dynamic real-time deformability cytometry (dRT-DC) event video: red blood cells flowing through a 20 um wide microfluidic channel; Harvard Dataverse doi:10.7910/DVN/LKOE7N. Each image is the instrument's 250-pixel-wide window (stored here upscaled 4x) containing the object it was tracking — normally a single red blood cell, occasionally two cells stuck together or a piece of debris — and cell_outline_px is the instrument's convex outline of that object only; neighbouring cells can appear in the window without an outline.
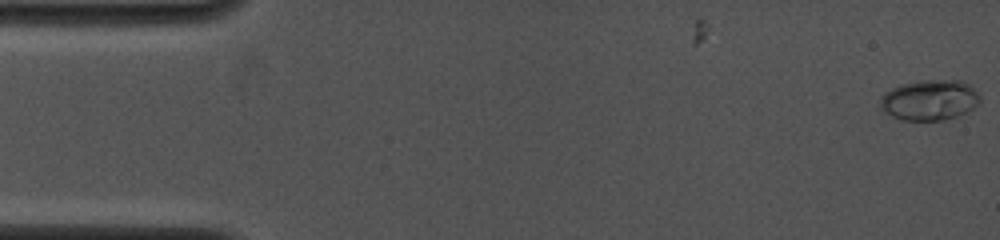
{"species": "common noctule bat (a hibernating species)", "species_latin": "Nyctalus noctula", "temperature_condition": "cold", "stored_images_in_passage": 74, "camera_frame_rate_fps": 4000, "um_per_image_px": 0.085, "animal": {"sex": "female", "body_mass_g": 19.0, "forearm_length_mm": 53.3}, "frame": {"image": 1, "passage_image": 1, "time_ms": 0.0, "image_size_px": [1000, 240], "cell_outline_px": [[980, 100], [972, 108], [956, 116], [944, 120], [900, 120], [884, 112], [880, 108], [880, 96], [884, 92], [900, 84], [916, 80], [960, 80], [972, 84], [980, 96]], "centroid_in_image_um": [78.98, 8.48], "position_along_channel_um": 6.0, "area_um2": 23.81}}
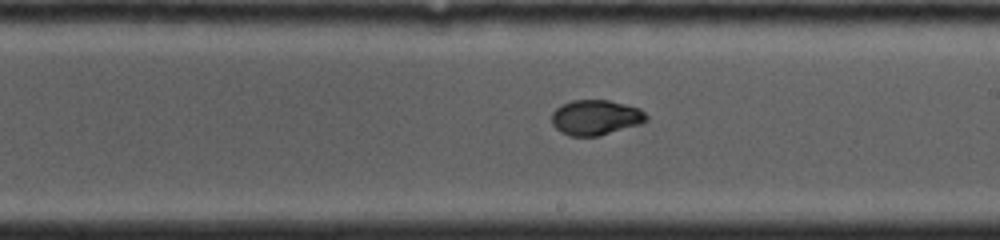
{"frame": {"image": 2, "passage_image": 45, "time_ms": 9.0, "image_size_px": [1000, 240], "cell_outline_px": [[648, 120], [640, 124], [600, 136], [568, 136], [560, 132], [552, 124], [552, 112], [560, 104], [572, 100], [608, 100], [640, 108], [648, 116]], "centroid_in_image_um": [50.62, 9.99], "position_along_channel_um": 238.4, "area_um2": 19.59}}
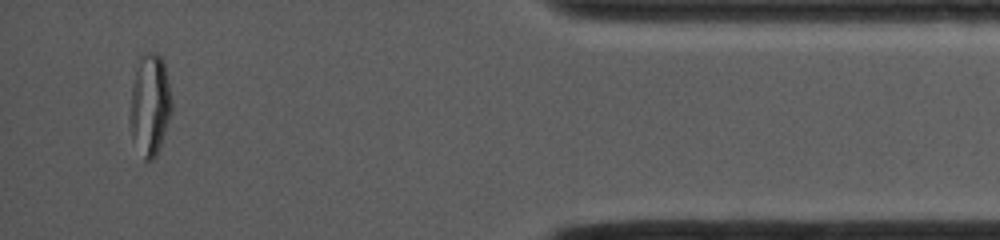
{"frame": {"image": 3, "passage_image": 74, "time_ms": 14.5, "image_size_px": [1000, 240], "cell_outline_px": [[172, 112], [160, 148], [156, 156], [152, 160], [144, 160], [132, 140], [128, 120], [128, 116], [132, 88], [140, 56], [144, 52], [156, 52], [164, 60], [172, 100]], "centroid_in_image_um": [12.74, 8.94], "position_along_channel_um": 422.5, "area_um2": 25.2}, "authors_computed_cell_mechanics": {"area_um2": 20.3745, "velocity_mm_per_s": 4.0757, "shape_relaxation_time_tau1_ms": 11.3683, "shape_relaxation_time_tau2_ms": 0.8349, "deformation_change_tau1": 0.2944, "deformation_change_tau2": 0.0321}}